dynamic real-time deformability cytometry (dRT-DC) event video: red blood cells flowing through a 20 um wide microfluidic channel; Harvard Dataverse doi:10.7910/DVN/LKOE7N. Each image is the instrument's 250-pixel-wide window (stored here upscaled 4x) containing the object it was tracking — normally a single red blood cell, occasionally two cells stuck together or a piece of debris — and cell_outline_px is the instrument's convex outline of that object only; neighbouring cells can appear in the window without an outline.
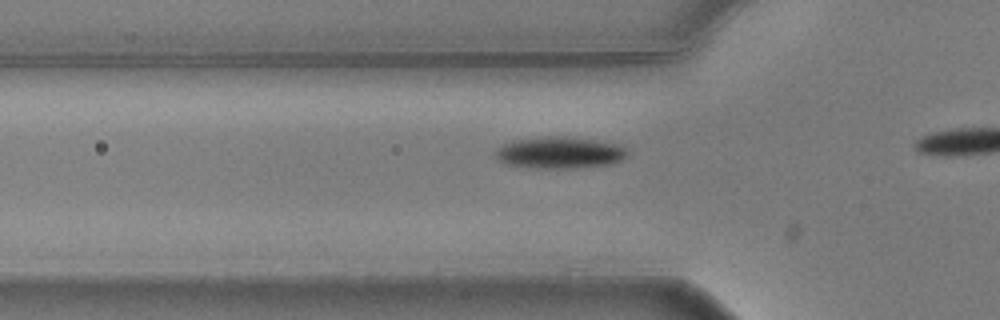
{"species": "common noctule bat (a hibernating species)", "species_latin": "Nyctalus noctula", "temperature_condition": "warm", "stored_images_in_passage": 14, "camera_frame_rate_fps": 3000, "um_per_image_px": 0.085, "animal": {"sex": "male", "body_mass_g": 20.5, "forearm_length_mm": 52.5}, "frame": {"image": 1, "passage_image": 12, "time_ms": 3.667, "image_size_px": [1000, 320], "cell_outline_px": [[628, 156], [612, 164], [572, 168], [540, 168], [508, 164], [500, 160], [492, 152], [496, 148], [512, 140], [552, 136], [564, 136], [620, 144], [628, 152]], "centroid_in_image_um": [47.57, 12.97], "position_along_channel_um": 78.2, "area_um2": 24.22}}